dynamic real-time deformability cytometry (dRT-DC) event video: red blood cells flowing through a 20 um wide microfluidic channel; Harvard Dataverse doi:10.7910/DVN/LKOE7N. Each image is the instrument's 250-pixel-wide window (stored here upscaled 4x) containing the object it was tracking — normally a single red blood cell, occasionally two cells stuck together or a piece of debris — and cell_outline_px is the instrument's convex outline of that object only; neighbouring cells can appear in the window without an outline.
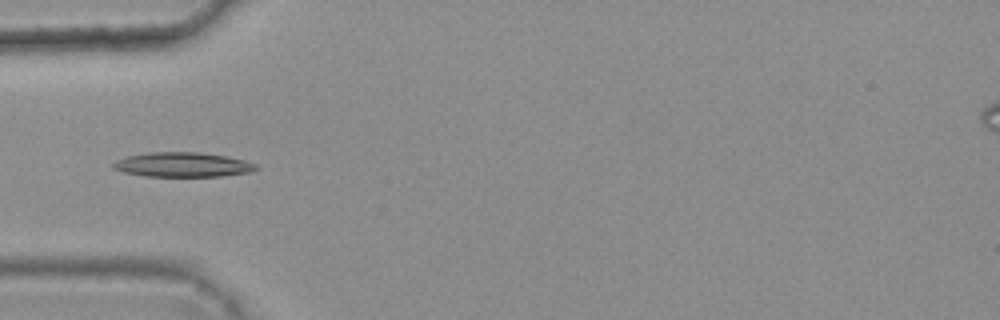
{"species": "common noctule bat (a hibernating species)", "species_latin": "Nyctalus noctula", "temperature_condition": "warm", "stored_images_in_passage": 6, "camera_frame_rate_fps": 3000, "um_per_image_px": 0.085, "animal": {"sex": "female", "body_mass_g": 25.1}, "frame": {"image": 1, "passage_image": 3, "time_ms": 0.667, "image_size_px": [1000, 320], "cell_outline_px": [[260, 168], [252, 172], [220, 176], [144, 176], [124, 172], [112, 168], [112, 164], [116, 160], [128, 156], [148, 152], [200, 152], [224, 156], [244, 160], [256, 164]], "centroid_in_image_um": [15.53, 14.0], "position_along_channel_um": 69.5, "area_um2": 20.46}}
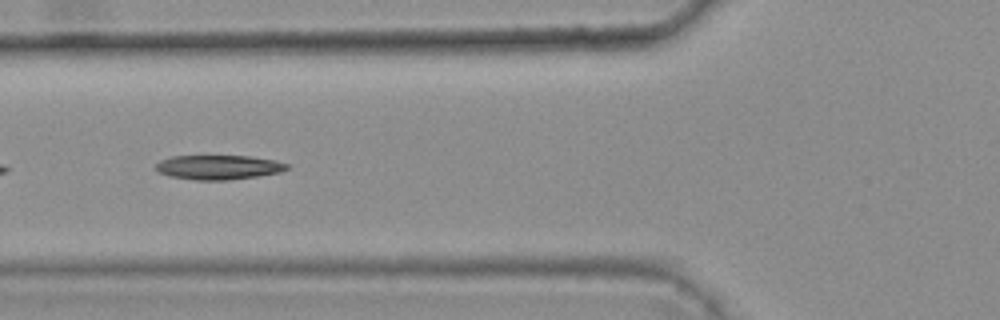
{"frame": {"image": 2, "passage_image": 4, "time_ms": 1.0, "image_size_px": [1000, 320], "cell_outline_px": [[288, 168], [280, 172], [256, 176], [228, 180], [196, 180], [168, 176], [156, 172], [152, 168], [160, 160], [172, 156], [252, 156], [272, 160], [288, 164]], "centroid_in_image_um": [18.48, 14.22], "position_along_channel_um": 107.3, "area_um2": 18.73}}
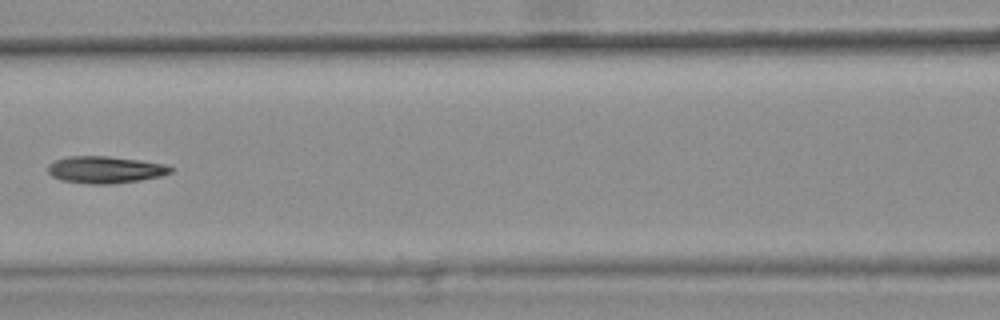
{"frame": {"image": 3, "passage_image": 5, "time_ms": 1.333, "image_size_px": [1000, 320], "cell_outline_px": [[172, 172], [160, 176], [140, 180], [112, 184], [88, 184], [60, 180], [52, 176], [48, 172], [48, 164], [56, 160], [68, 156], [108, 156], [140, 160], [164, 164], [172, 168]], "centroid_in_image_um": [8.91, 14.43], "position_along_channel_um": 157.7, "area_um2": 19.31}}